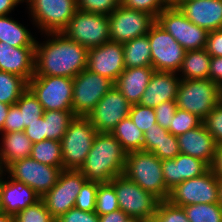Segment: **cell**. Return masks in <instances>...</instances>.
Listing matches in <instances>:
<instances>
[{
    "label": "cell",
    "instance_id": "1",
    "mask_svg": "<svg viewBox=\"0 0 222 222\" xmlns=\"http://www.w3.org/2000/svg\"><path fill=\"white\" fill-rule=\"evenodd\" d=\"M48 39L35 46L34 76L74 78L87 68L88 49L62 32L46 33Z\"/></svg>",
    "mask_w": 222,
    "mask_h": 222
},
{
    "label": "cell",
    "instance_id": "2",
    "mask_svg": "<svg viewBox=\"0 0 222 222\" xmlns=\"http://www.w3.org/2000/svg\"><path fill=\"white\" fill-rule=\"evenodd\" d=\"M127 152L111 133H97L79 171L87 181L108 183L123 175Z\"/></svg>",
    "mask_w": 222,
    "mask_h": 222
},
{
    "label": "cell",
    "instance_id": "3",
    "mask_svg": "<svg viewBox=\"0 0 222 222\" xmlns=\"http://www.w3.org/2000/svg\"><path fill=\"white\" fill-rule=\"evenodd\" d=\"M123 174L159 201L168 200L170 190L163 177L162 160L153 152L140 150L127 153Z\"/></svg>",
    "mask_w": 222,
    "mask_h": 222
},
{
    "label": "cell",
    "instance_id": "4",
    "mask_svg": "<svg viewBox=\"0 0 222 222\" xmlns=\"http://www.w3.org/2000/svg\"><path fill=\"white\" fill-rule=\"evenodd\" d=\"M222 100V89L210 79H181L176 96L179 109L204 119Z\"/></svg>",
    "mask_w": 222,
    "mask_h": 222
},
{
    "label": "cell",
    "instance_id": "5",
    "mask_svg": "<svg viewBox=\"0 0 222 222\" xmlns=\"http://www.w3.org/2000/svg\"><path fill=\"white\" fill-rule=\"evenodd\" d=\"M97 130L86 117H75L60 140L63 170H79L91 150Z\"/></svg>",
    "mask_w": 222,
    "mask_h": 222
},
{
    "label": "cell",
    "instance_id": "6",
    "mask_svg": "<svg viewBox=\"0 0 222 222\" xmlns=\"http://www.w3.org/2000/svg\"><path fill=\"white\" fill-rule=\"evenodd\" d=\"M156 23L186 50L203 49L208 31L192 23L175 6L168 5L156 16Z\"/></svg>",
    "mask_w": 222,
    "mask_h": 222
},
{
    "label": "cell",
    "instance_id": "7",
    "mask_svg": "<svg viewBox=\"0 0 222 222\" xmlns=\"http://www.w3.org/2000/svg\"><path fill=\"white\" fill-rule=\"evenodd\" d=\"M62 33L87 49L100 46L110 40L108 15L77 10Z\"/></svg>",
    "mask_w": 222,
    "mask_h": 222
},
{
    "label": "cell",
    "instance_id": "8",
    "mask_svg": "<svg viewBox=\"0 0 222 222\" xmlns=\"http://www.w3.org/2000/svg\"><path fill=\"white\" fill-rule=\"evenodd\" d=\"M110 183L116 190L119 209L125 214L147 222L156 214L159 200L124 174L116 176Z\"/></svg>",
    "mask_w": 222,
    "mask_h": 222
},
{
    "label": "cell",
    "instance_id": "9",
    "mask_svg": "<svg viewBox=\"0 0 222 222\" xmlns=\"http://www.w3.org/2000/svg\"><path fill=\"white\" fill-rule=\"evenodd\" d=\"M114 86L107 77L87 68L73 78L72 111L76 117H87L100 99Z\"/></svg>",
    "mask_w": 222,
    "mask_h": 222
},
{
    "label": "cell",
    "instance_id": "10",
    "mask_svg": "<svg viewBox=\"0 0 222 222\" xmlns=\"http://www.w3.org/2000/svg\"><path fill=\"white\" fill-rule=\"evenodd\" d=\"M28 88L37 97L44 111L72 110L73 78L33 76Z\"/></svg>",
    "mask_w": 222,
    "mask_h": 222
},
{
    "label": "cell",
    "instance_id": "11",
    "mask_svg": "<svg viewBox=\"0 0 222 222\" xmlns=\"http://www.w3.org/2000/svg\"><path fill=\"white\" fill-rule=\"evenodd\" d=\"M4 171L9 173L8 177L23 182L42 198L57 183L62 169L28 157L14 161Z\"/></svg>",
    "mask_w": 222,
    "mask_h": 222
},
{
    "label": "cell",
    "instance_id": "12",
    "mask_svg": "<svg viewBox=\"0 0 222 222\" xmlns=\"http://www.w3.org/2000/svg\"><path fill=\"white\" fill-rule=\"evenodd\" d=\"M108 21L110 40L123 44L146 35L156 18L145 11L130 9L120 3L108 16Z\"/></svg>",
    "mask_w": 222,
    "mask_h": 222
},
{
    "label": "cell",
    "instance_id": "13",
    "mask_svg": "<svg viewBox=\"0 0 222 222\" xmlns=\"http://www.w3.org/2000/svg\"><path fill=\"white\" fill-rule=\"evenodd\" d=\"M168 201L178 207L219 203L218 179L209 169L201 176L176 185L170 190Z\"/></svg>",
    "mask_w": 222,
    "mask_h": 222
},
{
    "label": "cell",
    "instance_id": "14",
    "mask_svg": "<svg viewBox=\"0 0 222 222\" xmlns=\"http://www.w3.org/2000/svg\"><path fill=\"white\" fill-rule=\"evenodd\" d=\"M33 22L44 33L62 32L77 11L76 0H26Z\"/></svg>",
    "mask_w": 222,
    "mask_h": 222
},
{
    "label": "cell",
    "instance_id": "15",
    "mask_svg": "<svg viewBox=\"0 0 222 222\" xmlns=\"http://www.w3.org/2000/svg\"><path fill=\"white\" fill-rule=\"evenodd\" d=\"M147 35L154 70L177 73L182 65L186 50L156 22L152 25Z\"/></svg>",
    "mask_w": 222,
    "mask_h": 222
},
{
    "label": "cell",
    "instance_id": "16",
    "mask_svg": "<svg viewBox=\"0 0 222 222\" xmlns=\"http://www.w3.org/2000/svg\"><path fill=\"white\" fill-rule=\"evenodd\" d=\"M87 181L79 170H62L57 183L41 199L54 219L75 206L76 197Z\"/></svg>",
    "mask_w": 222,
    "mask_h": 222
},
{
    "label": "cell",
    "instance_id": "17",
    "mask_svg": "<svg viewBox=\"0 0 222 222\" xmlns=\"http://www.w3.org/2000/svg\"><path fill=\"white\" fill-rule=\"evenodd\" d=\"M131 104L114 85L87 115L99 133H111L114 127L129 116Z\"/></svg>",
    "mask_w": 222,
    "mask_h": 222
},
{
    "label": "cell",
    "instance_id": "18",
    "mask_svg": "<svg viewBox=\"0 0 222 222\" xmlns=\"http://www.w3.org/2000/svg\"><path fill=\"white\" fill-rule=\"evenodd\" d=\"M87 69L115 83L125 69L123 44L109 40L88 49Z\"/></svg>",
    "mask_w": 222,
    "mask_h": 222
},
{
    "label": "cell",
    "instance_id": "19",
    "mask_svg": "<svg viewBox=\"0 0 222 222\" xmlns=\"http://www.w3.org/2000/svg\"><path fill=\"white\" fill-rule=\"evenodd\" d=\"M176 7L192 23L208 32L222 29V0L183 1Z\"/></svg>",
    "mask_w": 222,
    "mask_h": 222
},
{
    "label": "cell",
    "instance_id": "20",
    "mask_svg": "<svg viewBox=\"0 0 222 222\" xmlns=\"http://www.w3.org/2000/svg\"><path fill=\"white\" fill-rule=\"evenodd\" d=\"M210 166L199 158L180 153L173 159L162 160V171L166 187L172 190L176 185L203 175Z\"/></svg>",
    "mask_w": 222,
    "mask_h": 222
},
{
    "label": "cell",
    "instance_id": "21",
    "mask_svg": "<svg viewBox=\"0 0 222 222\" xmlns=\"http://www.w3.org/2000/svg\"><path fill=\"white\" fill-rule=\"evenodd\" d=\"M0 177V211L15 216L21 210L34 205L41 198L29 186L13 178Z\"/></svg>",
    "mask_w": 222,
    "mask_h": 222
},
{
    "label": "cell",
    "instance_id": "22",
    "mask_svg": "<svg viewBox=\"0 0 222 222\" xmlns=\"http://www.w3.org/2000/svg\"><path fill=\"white\" fill-rule=\"evenodd\" d=\"M0 71L15 74L28 82L34 76L35 47H13L0 41Z\"/></svg>",
    "mask_w": 222,
    "mask_h": 222
},
{
    "label": "cell",
    "instance_id": "23",
    "mask_svg": "<svg viewBox=\"0 0 222 222\" xmlns=\"http://www.w3.org/2000/svg\"><path fill=\"white\" fill-rule=\"evenodd\" d=\"M175 72L154 71L138 104L155 108L162 102L175 101L181 78Z\"/></svg>",
    "mask_w": 222,
    "mask_h": 222
},
{
    "label": "cell",
    "instance_id": "24",
    "mask_svg": "<svg viewBox=\"0 0 222 222\" xmlns=\"http://www.w3.org/2000/svg\"><path fill=\"white\" fill-rule=\"evenodd\" d=\"M177 138L180 153L199 158L209 166L212 164L217 145L203 123Z\"/></svg>",
    "mask_w": 222,
    "mask_h": 222
},
{
    "label": "cell",
    "instance_id": "25",
    "mask_svg": "<svg viewBox=\"0 0 222 222\" xmlns=\"http://www.w3.org/2000/svg\"><path fill=\"white\" fill-rule=\"evenodd\" d=\"M154 71L153 67L125 68L114 85L131 105L138 104Z\"/></svg>",
    "mask_w": 222,
    "mask_h": 222
},
{
    "label": "cell",
    "instance_id": "26",
    "mask_svg": "<svg viewBox=\"0 0 222 222\" xmlns=\"http://www.w3.org/2000/svg\"><path fill=\"white\" fill-rule=\"evenodd\" d=\"M1 134L3 145L0 148V165L3 170L16 160L30 157L33 143L24 131Z\"/></svg>",
    "mask_w": 222,
    "mask_h": 222
},
{
    "label": "cell",
    "instance_id": "27",
    "mask_svg": "<svg viewBox=\"0 0 222 222\" xmlns=\"http://www.w3.org/2000/svg\"><path fill=\"white\" fill-rule=\"evenodd\" d=\"M211 56L205 48L186 51L179 72L183 80L209 79Z\"/></svg>",
    "mask_w": 222,
    "mask_h": 222
},
{
    "label": "cell",
    "instance_id": "28",
    "mask_svg": "<svg viewBox=\"0 0 222 222\" xmlns=\"http://www.w3.org/2000/svg\"><path fill=\"white\" fill-rule=\"evenodd\" d=\"M0 41L13 47L36 46V40L30 31L8 15L0 16Z\"/></svg>",
    "mask_w": 222,
    "mask_h": 222
},
{
    "label": "cell",
    "instance_id": "29",
    "mask_svg": "<svg viewBox=\"0 0 222 222\" xmlns=\"http://www.w3.org/2000/svg\"><path fill=\"white\" fill-rule=\"evenodd\" d=\"M125 68L152 67L151 47L148 35L123 43Z\"/></svg>",
    "mask_w": 222,
    "mask_h": 222
},
{
    "label": "cell",
    "instance_id": "30",
    "mask_svg": "<svg viewBox=\"0 0 222 222\" xmlns=\"http://www.w3.org/2000/svg\"><path fill=\"white\" fill-rule=\"evenodd\" d=\"M111 134L127 153L143 150L144 133L136 127L129 116L122 119Z\"/></svg>",
    "mask_w": 222,
    "mask_h": 222
},
{
    "label": "cell",
    "instance_id": "31",
    "mask_svg": "<svg viewBox=\"0 0 222 222\" xmlns=\"http://www.w3.org/2000/svg\"><path fill=\"white\" fill-rule=\"evenodd\" d=\"M43 117L46 139L60 141L76 116L72 110H50L44 111Z\"/></svg>",
    "mask_w": 222,
    "mask_h": 222
},
{
    "label": "cell",
    "instance_id": "32",
    "mask_svg": "<svg viewBox=\"0 0 222 222\" xmlns=\"http://www.w3.org/2000/svg\"><path fill=\"white\" fill-rule=\"evenodd\" d=\"M30 157L45 165L60 167L63 170L60 141L46 139L38 143H33Z\"/></svg>",
    "mask_w": 222,
    "mask_h": 222
},
{
    "label": "cell",
    "instance_id": "33",
    "mask_svg": "<svg viewBox=\"0 0 222 222\" xmlns=\"http://www.w3.org/2000/svg\"><path fill=\"white\" fill-rule=\"evenodd\" d=\"M28 89V82L15 74L0 71V102L13 105Z\"/></svg>",
    "mask_w": 222,
    "mask_h": 222
},
{
    "label": "cell",
    "instance_id": "34",
    "mask_svg": "<svg viewBox=\"0 0 222 222\" xmlns=\"http://www.w3.org/2000/svg\"><path fill=\"white\" fill-rule=\"evenodd\" d=\"M15 104L21 110L22 131L44 114L41 103L29 88L20 96Z\"/></svg>",
    "mask_w": 222,
    "mask_h": 222
},
{
    "label": "cell",
    "instance_id": "35",
    "mask_svg": "<svg viewBox=\"0 0 222 222\" xmlns=\"http://www.w3.org/2000/svg\"><path fill=\"white\" fill-rule=\"evenodd\" d=\"M189 222H222V206L219 203L184 206Z\"/></svg>",
    "mask_w": 222,
    "mask_h": 222
},
{
    "label": "cell",
    "instance_id": "36",
    "mask_svg": "<svg viewBox=\"0 0 222 222\" xmlns=\"http://www.w3.org/2000/svg\"><path fill=\"white\" fill-rule=\"evenodd\" d=\"M119 210L118 197L114 186L108 183H100L96 193L95 213L108 214Z\"/></svg>",
    "mask_w": 222,
    "mask_h": 222
},
{
    "label": "cell",
    "instance_id": "37",
    "mask_svg": "<svg viewBox=\"0 0 222 222\" xmlns=\"http://www.w3.org/2000/svg\"><path fill=\"white\" fill-rule=\"evenodd\" d=\"M148 222H189L183 207L171 204L168 200L159 201L156 214Z\"/></svg>",
    "mask_w": 222,
    "mask_h": 222
},
{
    "label": "cell",
    "instance_id": "38",
    "mask_svg": "<svg viewBox=\"0 0 222 222\" xmlns=\"http://www.w3.org/2000/svg\"><path fill=\"white\" fill-rule=\"evenodd\" d=\"M203 123L197 115L185 110L177 109L168 131L174 136H179L189 130L197 128Z\"/></svg>",
    "mask_w": 222,
    "mask_h": 222
},
{
    "label": "cell",
    "instance_id": "39",
    "mask_svg": "<svg viewBox=\"0 0 222 222\" xmlns=\"http://www.w3.org/2000/svg\"><path fill=\"white\" fill-rule=\"evenodd\" d=\"M129 117L143 133L150 130L152 126L157 123L154 108L142 106L140 104L131 105Z\"/></svg>",
    "mask_w": 222,
    "mask_h": 222
},
{
    "label": "cell",
    "instance_id": "40",
    "mask_svg": "<svg viewBox=\"0 0 222 222\" xmlns=\"http://www.w3.org/2000/svg\"><path fill=\"white\" fill-rule=\"evenodd\" d=\"M14 217L15 222H50L53 219L42 199L21 210Z\"/></svg>",
    "mask_w": 222,
    "mask_h": 222
},
{
    "label": "cell",
    "instance_id": "41",
    "mask_svg": "<svg viewBox=\"0 0 222 222\" xmlns=\"http://www.w3.org/2000/svg\"><path fill=\"white\" fill-rule=\"evenodd\" d=\"M99 184H100L99 182L95 181H86L76 197V202L74 207L86 212L95 211L96 193Z\"/></svg>",
    "mask_w": 222,
    "mask_h": 222
},
{
    "label": "cell",
    "instance_id": "42",
    "mask_svg": "<svg viewBox=\"0 0 222 222\" xmlns=\"http://www.w3.org/2000/svg\"><path fill=\"white\" fill-rule=\"evenodd\" d=\"M203 124L212 135L216 145L222 144V100L203 119Z\"/></svg>",
    "mask_w": 222,
    "mask_h": 222
},
{
    "label": "cell",
    "instance_id": "43",
    "mask_svg": "<svg viewBox=\"0 0 222 222\" xmlns=\"http://www.w3.org/2000/svg\"><path fill=\"white\" fill-rule=\"evenodd\" d=\"M77 10L110 15L120 4L117 0H76Z\"/></svg>",
    "mask_w": 222,
    "mask_h": 222
},
{
    "label": "cell",
    "instance_id": "44",
    "mask_svg": "<svg viewBox=\"0 0 222 222\" xmlns=\"http://www.w3.org/2000/svg\"><path fill=\"white\" fill-rule=\"evenodd\" d=\"M121 4L130 9L145 11L156 18V16L169 5V1L168 0H123Z\"/></svg>",
    "mask_w": 222,
    "mask_h": 222
},
{
    "label": "cell",
    "instance_id": "45",
    "mask_svg": "<svg viewBox=\"0 0 222 222\" xmlns=\"http://www.w3.org/2000/svg\"><path fill=\"white\" fill-rule=\"evenodd\" d=\"M169 133L168 129L162 128L156 123L144 133L143 150L153 152L160 147V144Z\"/></svg>",
    "mask_w": 222,
    "mask_h": 222
},
{
    "label": "cell",
    "instance_id": "46",
    "mask_svg": "<svg viewBox=\"0 0 222 222\" xmlns=\"http://www.w3.org/2000/svg\"><path fill=\"white\" fill-rule=\"evenodd\" d=\"M153 153L161 160L173 159L180 154L179 143L177 136L169 133L160 147L155 149Z\"/></svg>",
    "mask_w": 222,
    "mask_h": 222
},
{
    "label": "cell",
    "instance_id": "47",
    "mask_svg": "<svg viewBox=\"0 0 222 222\" xmlns=\"http://www.w3.org/2000/svg\"><path fill=\"white\" fill-rule=\"evenodd\" d=\"M177 109L178 106L176 101H166L160 103L154 108L157 124L162 128L169 129Z\"/></svg>",
    "mask_w": 222,
    "mask_h": 222
},
{
    "label": "cell",
    "instance_id": "48",
    "mask_svg": "<svg viewBox=\"0 0 222 222\" xmlns=\"http://www.w3.org/2000/svg\"><path fill=\"white\" fill-rule=\"evenodd\" d=\"M57 222H99V215L93 212L82 211L76 207L68 210L56 219Z\"/></svg>",
    "mask_w": 222,
    "mask_h": 222
},
{
    "label": "cell",
    "instance_id": "49",
    "mask_svg": "<svg viewBox=\"0 0 222 222\" xmlns=\"http://www.w3.org/2000/svg\"><path fill=\"white\" fill-rule=\"evenodd\" d=\"M22 131L21 110L16 104L10 105L1 133Z\"/></svg>",
    "mask_w": 222,
    "mask_h": 222
},
{
    "label": "cell",
    "instance_id": "50",
    "mask_svg": "<svg viewBox=\"0 0 222 222\" xmlns=\"http://www.w3.org/2000/svg\"><path fill=\"white\" fill-rule=\"evenodd\" d=\"M205 49L211 57H222V29L208 32Z\"/></svg>",
    "mask_w": 222,
    "mask_h": 222
},
{
    "label": "cell",
    "instance_id": "51",
    "mask_svg": "<svg viewBox=\"0 0 222 222\" xmlns=\"http://www.w3.org/2000/svg\"><path fill=\"white\" fill-rule=\"evenodd\" d=\"M24 133L32 141V143H38L46 140L44 117L41 116L35 122L30 124V126L25 128Z\"/></svg>",
    "mask_w": 222,
    "mask_h": 222
},
{
    "label": "cell",
    "instance_id": "52",
    "mask_svg": "<svg viewBox=\"0 0 222 222\" xmlns=\"http://www.w3.org/2000/svg\"><path fill=\"white\" fill-rule=\"evenodd\" d=\"M209 79L222 89V57H211Z\"/></svg>",
    "mask_w": 222,
    "mask_h": 222
},
{
    "label": "cell",
    "instance_id": "53",
    "mask_svg": "<svg viewBox=\"0 0 222 222\" xmlns=\"http://www.w3.org/2000/svg\"><path fill=\"white\" fill-rule=\"evenodd\" d=\"M210 170L217 179H222V144L216 146Z\"/></svg>",
    "mask_w": 222,
    "mask_h": 222
},
{
    "label": "cell",
    "instance_id": "54",
    "mask_svg": "<svg viewBox=\"0 0 222 222\" xmlns=\"http://www.w3.org/2000/svg\"><path fill=\"white\" fill-rule=\"evenodd\" d=\"M127 217L128 215L119 209L108 214L100 215L99 222H124Z\"/></svg>",
    "mask_w": 222,
    "mask_h": 222
},
{
    "label": "cell",
    "instance_id": "55",
    "mask_svg": "<svg viewBox=\"0 0 222 222\" xmlns=\"http://www.w3.org/2000/svg\"><path fill=\"white\" fill-rule=\"evenodd\" d=\"M25 0H0V16L8 15L14 7Z\"/></svg>",
    "mask_w": 222,
    "mask_h": 222
},
{
    "label": "cell",
    "instance_id": "56",
    "mask_svg": "<svg viewBox=\"0 0 222 222\" xmlns=\"http://www.w3.org/2000/svg\"><path fill=\"white\" fill-rule=\"evenodd\" d=\"M10 105L0 102V132L3 129Z\"/></svg>",
    "mask_w": 222,
    "mask_h": 222
},
{
    "label": "cell",
    "instance_id": "57",
    "mask_svg": "<svg viewBox=\"0 0 222 222\" xmlns=\"http://www.w3.org/2000/svg\"><path fill=\"white\" fill-rule=\"evenodd\" d=\"M0 222H15V217L0 211Z\"/></svg>",
    "mask_w": 222,
    "mask_h": 222
},
{
    "label": "cell",
    "instance_id": "58",
    "mask_svg": "<svg viewBox=\"0 0 222 222\" xmlns=\"http://www.w3.org/2000/svg\"><path fill=\"white\" fill-rule=\"evenodd\" d=\"M219 204L222 206V179H218Z\"/></svg>",
    "mask_w": 222,
    "mask_h": 222
},
{
    "label": "cell",
    "instance_id": "59",
    "mask_svg": "<svg viewBox=\"0 0 222 222\" xmlns=\"http://www.w3.org/2000/svg\"><path fill=\"white\" fill-rule=\"evenodd\" d=\"M124 222H147L143 219L128 216Z\"/></svg>",
    "mask_w": 222,
    "mask_h": 222
},
{
    "label": "cell",
    "instance_id": "60",
    "mask_svg": "<svg viewBox=\"0 0 222 222\" xmlns=\"http://www.w3.org/2000/svg\"><path fill=\"white\" fill-rule=\"evenodd\" d=\"M183 1H191V0H171L169 2V5L176 7L179 3L183 2Z\"/></svg>",
    "mask_w": 222,
    "mask_h": 222
},
{
    "label": "cell",
    "instance_id": "61",
    "mask_svg": "<svg viewBox=\"0 0 222 222\" xmlns=\"http://www.w3.org/2000/svg\"><path fill=\"white\" fill-rule=\"evenodd\" d=\"M4 173V170L2 169L1 165H0V177H1V174Z\"/></svg>",
    "mask_w": 222,
    "mask_h": 222
},
{
    "label": "cell",
    "instance_id": "62",
    "mask_svg": "<svg viewBox=\"0 0 222 222\" xmlns=\"http://www.w3.org/2000/svg\"><path fill=\"white\" fill-rule=\"evenodd\" d=\"M50 222H57V221H56V219L53 218Z\"/></svg>",
    "mask_w": 222,
    "mask_h": 222
}]
</instances>
